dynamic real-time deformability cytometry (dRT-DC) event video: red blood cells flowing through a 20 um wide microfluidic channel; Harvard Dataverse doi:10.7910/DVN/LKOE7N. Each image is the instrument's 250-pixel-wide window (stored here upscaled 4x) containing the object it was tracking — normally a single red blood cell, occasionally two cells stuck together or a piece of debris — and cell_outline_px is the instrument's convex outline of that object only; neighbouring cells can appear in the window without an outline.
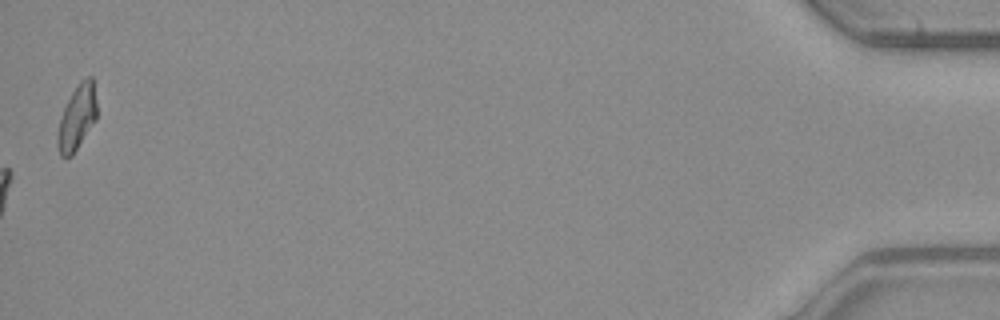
{"species": "common noctule bat (a hibernating species)", "species_latin": "Nyctalus noctula", "temperature_condition": "warm", "stored_images_in_passage": 48, "camera_frame_rate_fps": 3000, "um_per_image_px": 0.085, "animal": {"sex": "male", "body_mass_g": 23.1, "forearm_length_mm": 52.7}, "frame": {"image": 1, "passage_image": 48, "time_ms": 15.667, "image_size_px": [1000, 320], "cell_outline_px": [[96, 120], [72, 156], [60, 156], [60, 120], [64, 108], [72, 92], [80, 80], [88, 76], [92, 76], [96, 100]], "centroid_in_image_um": [6.61, 9.92], "position_along_channel_um": 428.6, "area_um2": 14.16}, "authors_computed_cell_mechanics": {"area_um2": 16.2418, "velocity_mm_per_s": 3.8763, "shape_relaxation_time_tau1_ms": null, "shape_relaxation_time_tau2_ms": 9.0536, "deformation_change_tau1": null, "deformation_change_tau2": 0.1326}}